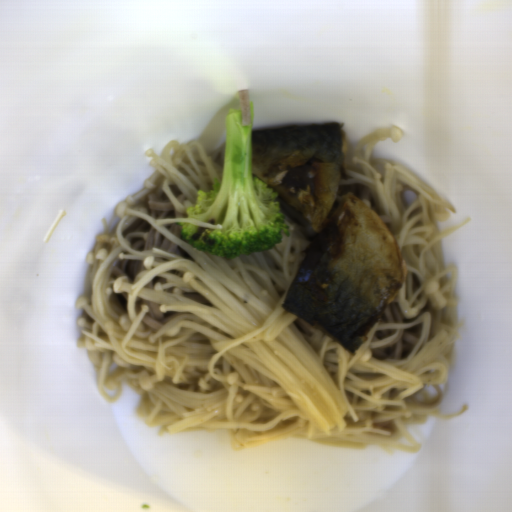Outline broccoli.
Listing matches in <instances>:
<instances>
[{"label":"broccoli","mask_w":512,"mask_h":512,"mask_svg":"<svg viewBox=\"0 0 512 512\" xmlns=\"http://www.w3.org/2000/svg\"><path fill=\"white\" fill-rule=\"evenodd\" d=\"M249 107L247 126H242L239 108L229 109L222 173L214 180L212 191L198 190L196 203L186 209L189 219L221 225L220 229L176 223L192 248L228 260L272 249L290 235L286 217L277 208L273 187L253 176V101Z\"/></svg>","instance_id":"1706d50b"}]
</instances>
